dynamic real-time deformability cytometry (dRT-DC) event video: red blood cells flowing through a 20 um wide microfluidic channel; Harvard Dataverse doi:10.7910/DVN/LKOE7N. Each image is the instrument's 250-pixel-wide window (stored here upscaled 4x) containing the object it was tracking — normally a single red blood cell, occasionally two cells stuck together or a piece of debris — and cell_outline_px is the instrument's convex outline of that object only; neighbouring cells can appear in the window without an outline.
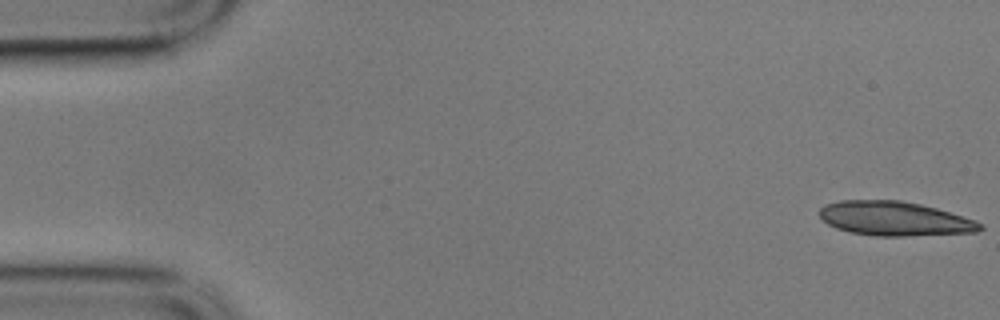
{"species": "common noctule bat (a hibernating species)", "species_latin": "Nyctalus noctula", "temperature_condition": "cold", "stored_images_in_passage": 55, "camera_frame_rate_fps": 3000, "um_per_image_px": 0.085, "animal": {"sex": "male", "body_mass_g": 17.9}, "frame": {"image": 1, "passage_image": 1, "time_ms": 0.0, "image_size_px": [1000, 320], "cell_outline_px": [[984, 228], [976, 232], [904, 236], [876, 236], [852, 232], [836, 228], [828, 224], [820, 216], [820, 208], [824, 204], [840, 200], [900, 200], [920, 204], [936, 208], [976, 220], [984, 224]], "centroid_in_image_um": [76.06, 18.58], "position_along_channel_um": 8.9, "area_um2": 32.02}}
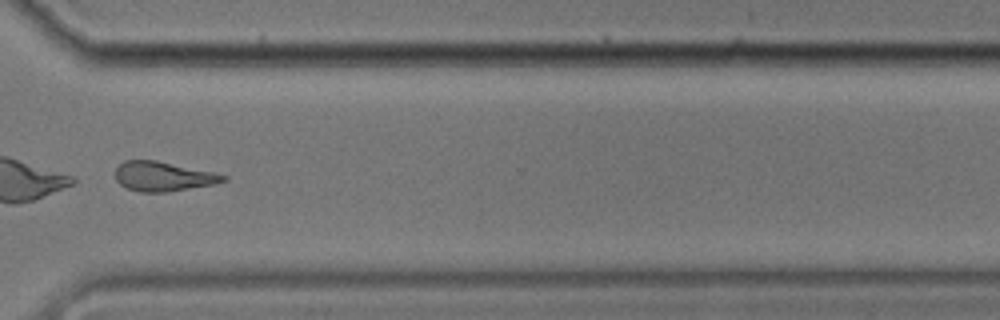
{"frame": {"image": 2, "passage_image": 42, "time_ms": 13.667, "image_size_px": [1000, 320], "cell_outline_px": [[228, 180], [212, 184], [168, 192], [140, 192], [124, 188], [116, 180], [116, 168], [124, 160], [156, 160], [212, 172], [228, 176]], "centroid_in_image_um": [13.83, 15.0], "position_along_channel_um": 356.8, "area_um2": 18.5}}